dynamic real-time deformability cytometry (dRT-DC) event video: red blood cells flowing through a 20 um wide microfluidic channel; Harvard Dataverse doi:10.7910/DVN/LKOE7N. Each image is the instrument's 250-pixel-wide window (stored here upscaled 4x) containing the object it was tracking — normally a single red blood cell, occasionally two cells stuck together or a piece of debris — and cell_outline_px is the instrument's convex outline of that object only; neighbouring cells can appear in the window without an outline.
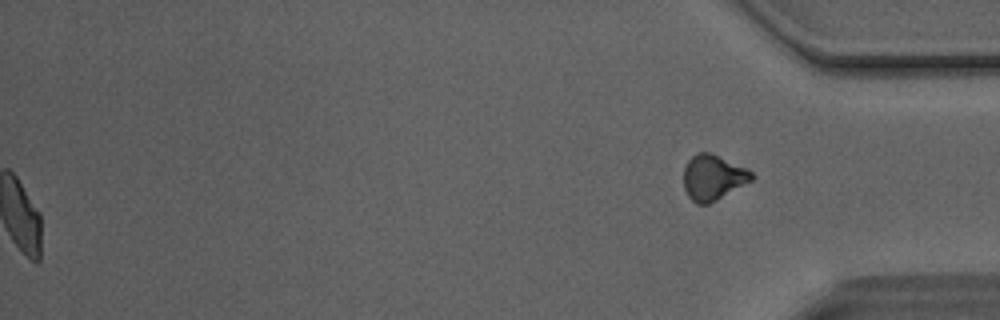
{"species": "Egyptian fruit bat (a non-hibernating species)", "species_latin": "Rousettus aegyptiacus", "temperature_condition": "room temperature", "stored_images_in_passage": 50, "camera_frame_rate_fps": 3000, "um_per_image_px": 0.085, "animal": {"sex": "male"}, "frame": {"image": 1, "passage_image": 50, "time_ms": 16.333, "image_size_px": [1000, 320], "cell_outline_px": [[756, 176], [752, 180], [716, 200], [708, 204], [696, 204], [688, 196], [684, 188], [684, 168], [688, 160], [696, 152], [712, 152], [748, 168]], "centroid_in_image_um": [60.62, 15.05], "position_along_channel_um": 374.6, "area_um2": 18.15}, "authors_computed_cell_mechanics": {"area_um2": 19.9988, "velocity_mm_per_s": 4.1104, "shape_relaxation_time_tau1_ms": 5.2846, "shape_relaxation_time_tau2_ms": 1.2843, "deformation_change_tau1": 0.1323, "deformation_change_tau2": 0.0649}}